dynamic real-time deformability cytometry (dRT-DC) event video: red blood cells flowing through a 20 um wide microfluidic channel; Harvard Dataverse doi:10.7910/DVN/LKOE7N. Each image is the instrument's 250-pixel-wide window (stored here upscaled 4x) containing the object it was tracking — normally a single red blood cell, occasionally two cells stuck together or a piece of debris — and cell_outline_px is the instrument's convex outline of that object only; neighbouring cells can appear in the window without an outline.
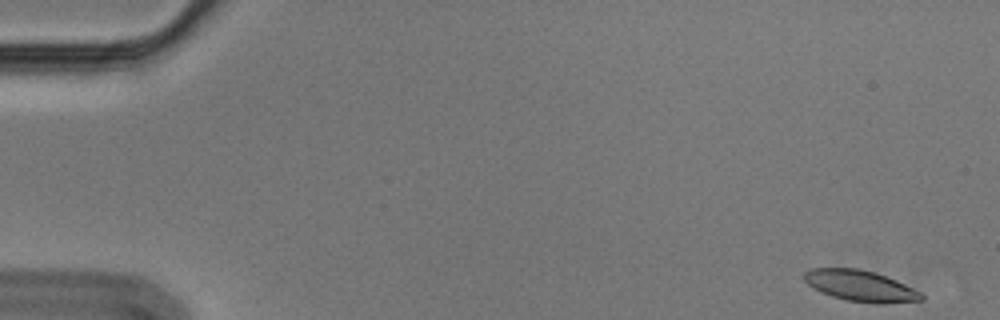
{"species": "Egyptian fruit bat (a non-hibernating species)", "species_latin": "Rousettus aegyptiacus", "temperature_condition": "cold", "stored_images_in_passage": 55, "camera_frame_rate_fps": 3000, "um_per_image_px": 0.085, "animal": {"sex": "male"}, "frame": {"image": 1, "passage_image": 1, "time_ms": 0.0, "image_size_px": [1000, 320], "cell_outline_px": [[924, 300], [884, 304], [876, 304], [844, 300], [820, 292], [812, 288], [804, 280], [804, 272], [812, 268], [860, 268], [896, 280], [920, 292], [924, 296]], "centroid_in_image_um": [73.12, 24.31], "position_along_channel_um": 11.9, "area_um2": 21.27}}
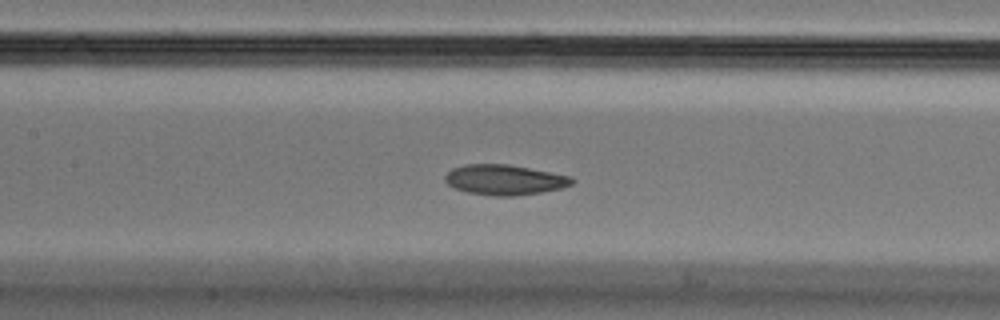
{"frame": {"image": 2, "passage_image": 25, "time_ms": 8.0, "image_size_px": [1000, 320], "cell_outline_px": [[576, 180], [572, 184], [560, 188], [540, 192], [516, 196], [492, 196], [468, 192], [456, 188], [448, 184], [444, 180], [444, 176], [452, 168], [464, 164], [508, 164], [572, 176]], "centroid_in_image_um": [42.89, 15.28], "position_along_channel_um": 164.5, "area_um2": 22.37}}
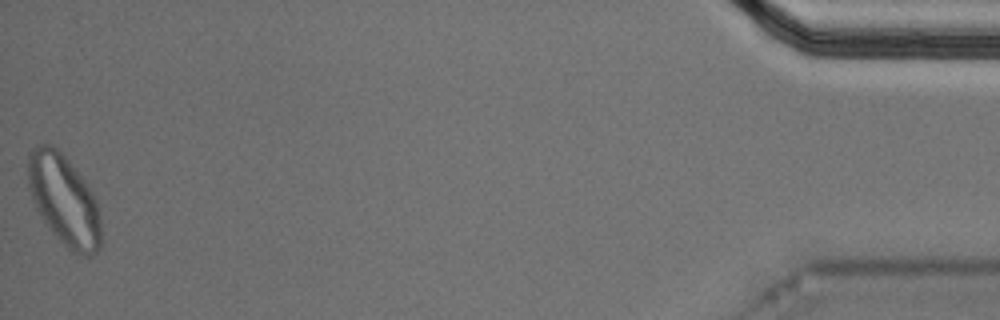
{"frame": {"image": 3, "passage_image": 55, "time_ms": 18.0, "image_size_px": [1000, 320], "cell_outline_px": [[100, 248], [96, 252], [88, 256], [84, 256], [72, 252], [48, 228], [40, 216], [32, 200], [28, 188], [28, 152], [32, 148], [40, 144], [48, 144], [56, 148], [76, 168], [92, 192], [96, 200], [100, 212]], "centroid_in_image_um": [5.43, 17.0], "position_along_channel_um": 429.8, "area_um2": 38.61}, "authors_computed_cell_mechanics": {"area_um2": 22.253, "velocity_mm_per_s": 3.5485, "shape_relaxation_time_tau1_ms": 4.081, "shape_relaxation_time_tau2_ms": null, "deformation_change_tau1": 0.111, "deformation_change_tau2": null}}